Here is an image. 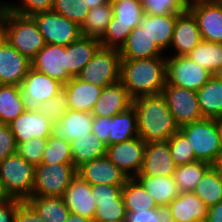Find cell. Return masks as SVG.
Segmentation results:
<instances>
[{
	"instance_id": "63",
	"label": "cell",
	"mask_w": 222,
	"mask_h": 222,
	"mask_svg": "<svg viewBox=\"0 0 222 222\" xmlns=\"http://www.w3.org/2000/svg\"><path fill=\"white\" fill-rule=\"evenodd\" d=\"M5 1L4 0H0V8L4 6Z\"/></svg>"
},
{
	"instance_id": "19",
	"label": "cell",
	"mask_w": 222,
	"mask_h": 222,
	"mask_svg": "<svg viewBox=\"0 0 222 222\" xmlns=\"http://www.w3.org/2000/svg\"><path fill=\"white\" fill-rule=\"evenodd\" d=\"M31 61L21 55L5 39L0 43V85H17L27 75Z\"/></svg>"
},
{
	"instance_id": "5",
	"label": "cell",
	"mask_w": 222,
	"mask_h": 222,
	"mask_svg": "<svg viewBox=\"0 0 222 222\" xmlns=\"http://www.w3.org/2000/svg\"><path fill=\"white\" fill-rule=\"evenodd\" d=\"M35 166L17 153L0 163V183L9 198L27 200L32 196Z\"/></svg>"
},
{
	"instance_id": "51",
	"label": "cell",
	"mask_w": 222,
	"mask_h": 222,
	"mask_svg": "<svg viewBox=\"0 0 222 222\" xmlns=\"http://www.w3.org/2000/svg\"><path fill=\"white\" fill-rule=\"evenodd\" d=\"M112 117H93L92 132L108 146L110 134V121Z\"/></svg>"
},
{
	"instance_id": "22",
	"label": "cell",
	"mask_w": 222,
	"mask_h": 222,
	"mask_svg": "<svg viewBox=\"0 0 222 222\" xmlns=\"http://www.w3.org/2000/svg\"><path fill=\"white\" fill-rule=\"evenodd\" d=\"M62 199L70 212L94 219L96 204L91 197V185L76 174L63 193Z\"/></svg>"
},
{
	"instance_id": "11",
	"label": "cell",
	"mask_w": 222,
	"mask_h": 222,
	"mask_svg": "<svg viewBox=\"0 0 222 222\" xmlns=\"http://www.w3.org/2000/svg\"><path fill=\"white\" fill-rule=\"evenodd\" d=\"M63 85L60 81L31 67L20 84L25 110L38 111L40 104L56 95L63 89Z\"/></svg>"
},
{
	"instance_id": "60",
	"label": "cell",
	"mask_w": 222,
	"mask_h": 222,
	"mask_svg": "<svg viewBox=\"0 0 222 222\" xmlns=\"http://www.w3.org/2000/svg\"><path fill=\"white\" fill-rule=\"evenodd\" d=\"M212 76H214L216 79L221 80L222 81V66L218 67L215 72L212 74Z\"/></svg>"
},
{
	"instance_id": "8",
	"label": "cell",
	"mask_w": 222,
	"mask_h": 222,
	"mask_svg": "<svg viewBox=\"0 0 222 222\" xmlns=\"http://www.w3.org/2000/svg\"><path fill=\"white\" fill-rule=\"evenodd\" d=\"M77 174L73 163L35 166L32 195L62 197Z\"/></svg>"
},
{
	"instance_id": "10",
	"label": "cell",
	"mask_w": 222,
	"mask_h": 222,
	"mask_svg": "<svg viewBox=\"0 0 222 222\" xmlns=\"http://www.w3.org/2000/svg\"><path fill=\"white\" fill-rule=\"evenodd\" d=\"M38 24L45 44L68 46L81 35L80 26L54 11H45L32 16Z\"/></svg>"
},
{
	"instance_id": "25",
	"label": "cell",
	"mask_w": 222,
	"mask_h": 222,
	"mask_svg": "<svg viewBox=\"0 0 222 222\" xmlns=\"http://www.w3.org/2000/svg\"><path fill=\"white\" fill-rule=\"evenodd\" d=\"M69 110L91 112L103 87L72 77L63 85Z\"/></svg>"
},
{
	"instance_id": "50",
	"label": "cell",
	"mask_w": 222,
	"mask_h": 222,
	"mask_svg": "<svg viewBox=\"0 0 222 222\" xmlns=\"http://www.w3.org/2000/svg\"><path fill=\"white\" fill-rule=\"evenodd\" d=\"M125 222H162V214L157 209L127 213Z\"/></svg>"
},
{
	"instance_id": "2",
	"label": "cell",
	"mask_w": 222,
	"mask_h": 222,
	"mask_svg": "<svg viewBox=\"0 0 222 222\" xmlns=\"http://www.w3.org/2000/svg\"><path fill=\"white\" fill-rule=\"evenodd\" d=\"M120 82L132 100L161 94L167 83L166 57L121 60Z\"/></svg>"
},
{
	"instance_id": "26",
	"label": "cell",
	"mask_w": 222,
	"mask_h": 222,
	"mask_svg": "<svg viewBox=\"0 0 222 222\" xmlns=\"http://www.w3.org/2000/svg\"><path fill=\"white\" fill-rule=\"evenodd\" d=\"M91 112L68 110L59 122L53 124V135L72 142L92 132Z\"/></svg>"
},
{
	"instance_id": "4",
	"label": "cell",
	"mask_w": 222,
	"mask_h": 222,
	"mask_svg": "<svg viewBox=\"0 0 222 222\" xmlns=\"http://www.w3.org/2000/svg\"><path fill=\"white\" fill-rule=\"evenodd\" d=\"M112 8V20L99 41L101 47L120 50L145 12L140 0H114Z\"/></svg>"
},
{
	"instance_id": "52",
	"label": "cell",
	"mask_w": 222,
	"mask_h": 222,
	"mask_svg": "<svg viewBox=\"0 0 222 222\" xmlns=\"http://www.w3.org/2000/svg\"><path fill=\"white\" fill-rule=\"evenodd\" d=\"M20 199L9 198L0 205V222H14L17 204Z\"/></svg>"
},
{
	"instance_id": "57",
	"label": "cell",
	"mask_w": 222,
	"mask_h": 222,
	"mask_svg": "<svg viewBox=\"0 0 222 222\" xmlns=\"http://www.w3.org/2000/svg\"><path fill=\"white\" fill-rule=\"evenodd\" d=\"M213 166L218 170L222 182V151L219 154V157Z\"/></svg>"
},
{
	"instance_id": "15",
	"label": "cell",
	"mask_w": 222,
	"mask_h": 222,
	"mask_svg": "<svg viewBox=\"0 0 222 222\" xmlns=\"http://www.w3.org/2000/svg\"><path fill=\"white\" fill-rule=\"evenodd\" d=\"M145 142L139 137L106 146V157L128 178H135L143 165Z\"/></svg>"
},
{
	"instance_id": "46",
	"label": "cell",
	"mask_w": 222,
	"mask_h": 222,
	"mask_svg": "<svg viewBox=\"0 0 222 222\" xmlns=\"http://www.w3.org/2000/svg\"><path fill=\"white\" fill-rule=\"evenodd\" d=\"M47 138H32L17 144L16 153L34 166L40 165L46 147Z\"/></svg>"
},
{
	"instance_id": "27",
	"label": "cell",
	"mask_w": 222,
	"mask_h": 222,
	"mask_svg": "<svg viewBox=\"0 0 222 222\" xmlns=\"http://www.w3.org/2000/svg\"><path fill=\"white\" fill-rule=\"evenodd\" d=\"M178 15H148L145 13L138 26L146 30L151 39L166 53L171 45Z\"/></svg>"
},
{
	"instance_id": "54",
	"label": "cell",
	"mask_w": 222,
	"mask_h": 222,
	"mask_svg": "<svg viewBox=\"0 0 222 222\" xmlns=\"http://www.w3.org/2000/svg\"><path fill=\"white\" fill-rule=\"evenodd\" d=\"M158 214H162V222H175L168 206H158Z\"/></svg>"
},
{
	"instance_id": "49",
	"label": "cell",
	"mask_w": 222,
	"mask_h": 222,
	"mask_svg": "<svg viewBox=\"0 0 222 222\" xmlns=\"http://www.w3.org/2000/svg\"><path fill=\"white\" fill-rule=\"evenodd\" d=\"M14 222H45L26 201L17 204Z\"/></svg>"
},
{
	"instance_id": "23",
	"label": "cell",
	"mask_w": 222,
	"mask_h": 222,
	"mask_svg": "<svg viewBox=\"0 0 222 222\" xmlns=\"http://www.w3.org/2000/svg\"><path fill=\"white\" fill-rule=\"evenodd\" d=\"M119 53L121 60L166 57V54L151 39L146 30L139 26L131 31Z\"/></svg>"
},
{
	"instance_id": "45",
	"label": "cell",
	"mask_w": 222,
	"mask_h": 222,
	"mask_svg": "<svg viewBox=\"0 0 222 222\" xmlns=\"http://www.w3.org/2000/svg\"><path fill=\"white\" fill-rule=\"evenodd\" d=\"M68 110L69 107L64 88L49 100L41 103L38 109L52 123L59 122Z\"/></svg>"
},
{
	"instance_id": "14",
	"label": "cell",
	"mask_w": 222,
	"mask_h": 222,
	"mask_svg": "<svg viewBox=\"0 0 222 222\" xmlns=\"http://www.w3.org/2000/svg\"><path fill=\"white\" fill-rule=\"evenodd\" d=\"M203 41L222 43V0H199L188 4Z\"/></svg>"
},
{
	"instance_id": "13",
	"label": "cell",
	"mask_w": 222,
	"mask_h": 222,
	"mask_svg": "<svg viewBox=\"0 0 222 222\" xmlns=\"http://www.w3.org/2000/svg\"><path fill=\"white\" fill-rule=\"evenodd\" d=\"M123 186L91 185V197L96 204L94 221L125 220L127 216L122 197Z\"/></svg>"
},
{
	"instance_id": "59",
	"label": "cell",
	"mask_w": 222,
	"mask_h": 222,
	"mask_svg": "<svg viewBox=\"0 0 222 222\" xmlns=\"http://www.w3.org/2000/svg\"><path fill=\"white\" fill-rule=\"evenodd\" d=\"M8 199H9V197L3 192V188H2V185L0 183V205Z\"/></svg>"
},
{
	"instance_id": "38",
	"label": "cell",
	"mask_w": 222,
	"mask_h": 222,
	"mask_svg": "<svg viewBox=\"0 0 222 222\" xmlns=\"http://www.w3.org/2000/svg\"><path fill=\"white\" fill-rule=\"evenodd\" d=\"M207 208L222 201V182L218 170L212 165L193 191Z\"/></svg>"
},
{
	"instance_id": "39",
	"label": "cell",
	"mask_w": 222,
	"mask_h": 222,
	"mask_svg": "<svg viewBox=\"0 0 222 222\" xmlns=\"http://www.w3.org/2000/svg\"><path fill=\"white\" fill-rule=\"evenodd\" d=\"M211 74L222 66V43L201 41L188 55Z\"/></svg>"
},
{
	"instance_id": "12",
	"label": "cell",
	"mask_w": 222,
	"mask_h": 222,
	"mask_svg": "<svg viewBox=\"0 0 222 222\" xmlns=\"http://www.w3.org/2000/svg\"><path fill=\"white\" fill-rule=\"evenodd\" d=\"M162 94L179 127L204 119L196 91L166 83Z\"/></svg>"
},
{
	"instance_id": "29",
	"label": "cell",
	"mask_w": 222,
	"mask_h": 222,
	"mask_svg": "<svg viewBox=\"0 0 222 222\" xmlns=\"http://www.w3.org/2000/svg\"><path fill=\"white\" fill-rule=\"evenodd\" d=\"M101 47L99 39L80 36L67 46V72L76 77Z\"/></svg>"
},
{
	"instance_id": "21",
	"label": "cell",
	"mask_w": 222,
	"mask_h": 222,
	"mask_svg": "<svg viewBox=\"0 0 222 222\" xmlns=\"http://www.w3.org/2000/svg\"><path fill=\"white\" fill-rule=\"evenodd\" d=\"M77 174L90 185L105 184L124 186L129 179L106 156L96 158L84 164L77 170Z\"/></svg>"
},
{
	"instance_id": "33",
	"label": "cell",
	"mask_w": 222,
	"mask_h": 222,
	"mask_svg": "<svg viewBox=\"0 0 222 222\" xmlns=\"http://www.w3.org/2000/svg\"><path fill=\"white\" fill-rule=\"evenodd\" d=\"M137 136H139L137 114L135 107L131 105L126 110L112 117L108 145L120 143Z\"/></svg>"
},
{
	"instance_id": "31",
	"label": "cell",
	"mask_w": 222,
	"mask_h": 222,
	"mask_svg": "<svg viewBox=\"0 0 222 222\" xmlns=\"http://www.w3.org/2000/svg\"><path fill=\"white\" fill-rule=\"evenodd\" d=\"M198 104L203 118L217 119L222 117V81L211 76L196 91Z\"/></svg>"
},
{
	"instance_id": "9",
	"label": "cell",
	"mask_w": 222,
	"mask_h": 222,
	"mask_svg": "<svg viewBox=\"0 0 222 222\" xmlns=\"http://www.w3.org/2000/svg\"><path fill=\"white\" fill-rule=\"evenodd\" d=\"M166 76L167 84L198 91L212 74L187 56L166 53Z\"/></svg>"
},
{
	"instance_id": "55",
	"label": "cell",
	"mask_w": 222,
	"mask_h": 222,
	"mask_svg": "<svg viewBox=\"0 0 222 222\" xmlns=\"http://www.w3.org/2000/svg\"><path fill=\"white\" fill-rule=\"evenodd\" d=\"M65 222H94V220L70 212Z\"/></svg>"
},
{
	"instance_id": "41",
	"label": "cell",
	"mask_w": 222,
	"mask_h": 222,
	"mask_svg": "<svg viewBox=\"0 0 222 222\" xmlns=\"http://www.w3.org/2000/svg\"><path fill=\"white\" fill-rule=\"evenodd\" d=\"M61 163H72L71 145L67 140L52 134L48 138L41 164L56 165Z\"/></svg>"
},
{
	"instance_id": "35",
	"label": "cell",
	"mask_w": 222,
	"mask_h": 222,
	"mask_svg": "<svg viewBox=\"0 0 222 222\" xmlns=\"http://www.w3.org/2000/svg\"><path fill=\"white\" fill-rule=\"evenodd\" d=\"M126 212H139L148 209H157L153 197L136 178H129L122 188Z\"/></svg>"
},
{
	"instance_id": "36",
	"label": "cell",
	"mask_w": 222,
	"mask_h": 222,
	"mask_svg": "<svg viewBox=\"0 0 222 222\" xmlns=\"http://www.w3.org/2000/svg\"><path fill=\"white\" fill-rule=\"evenodd\" d=\"M113 17L112 2L90 9L80 26L82 36L101 39Z\"/></svg>"
},
{
	"instance_id": "64",
	"label": "cell",
	"mask_w": 222,
	"mask_h": 222,
	"mask_svg": "<svg viewBox=\"0 0 222 222\" xmlns=\"http://www.w3.org/2000/svg\"><path fill=\"white\" fill-rule=\"evenodd\" d=\"M195 1H199V0H186V2L189 4L191 2H195Z\"/></svg>"
},
{
	"instance_id": "17",
	"label": "cell",
	"mask_w": 222,
	"mask_h": 222,
	"mask_svg": "<svg viewBox=\"0 0 222 222\" xmlns=\"http://www.w3.org/2000/svg\"><path fill=\"white\" fill-rule=\"evenodd\" d=\"M53 124L41 112L25 110L9 123L16 144L32 138H49L53 134Z\"/></svg>"
},
{
	"instance_id": "48",
	"label": "cell",
	"mask_w": 222,
	"mask_h": 222,
	"mask_svg": "<svg viewBox=\"0 0 222 222\" xmlns=\"http://www.w3.org/2000/svg\"><path fill=\"white\" fill-rule=\"evenodd\" d=\"M17 144L10 125L0 123V163L16 153Z\"/></svg>"
},
{
	"instance_id": "16",
	"label": "cell",
	"mask_w": 222,
	"mask_h": 222,
	"mask_svg": "<svg viewBox=\"0 0 222 222\" xmlns=\"http://www.w3.org/2000/svg\"><path fill=\"white\" fill-rule=\"evenodd\" d=\"M31 67L62 84L72 78L67 72V46L46 44L31 60Z\"/></svg>"
},
{
	"instance_id": "18",
	"label": "cell",
	"mask_w": 222,
	"mask_h": 222,
	"mask_svg": "<svg viewBox=\"0 0 222 222\" xmlns=\"http://www.w3.org/2000/svg\"><path fill=\"white\" fill-rule=\"evenodd\" d=\"M176 165L171 157L168 141L145 144L143 165L137 176H173Z\"/></svg>"
},
{
	"instance_id": "7",
	"label": "cell",
	"mask_w": 222,
	"mask_h": 222,
	"mask_svg": "<svg viewBox=\"0 0 222 222\" xmlns=\"http://www.w3.org/2000/svg\"><path fill=\"white\" fill-rule=\"evenodd\" d=\"M120 61L118 49L100 47L76 77L100 87L115 84L120 81Z\"/></svg>"
},
{
	"instance_id": "58",
	"label": "cell",
	"mask_w": 222,
	"mask_h": 222,
	"mask_svg": "<svg viewBox=\"0 0 222 222\" xmlns=\"http://www.w3.org/2000/svg\"><path fill=\"white\" fill-rule=\"evenodd\" d=\"M216 126L219 132V137H220V144L222 147V117L216 119Z\"/></svg>"
},
{
	"instance_id": "43",
	"label": "cell",
	"mask_w": 222,
	"mask_h": 222,
	"mask_svg": "<svg viewBox=\"0 0 222 222\" xmlns=\"http://www.w3.org/2000/svg\"><path fill=\"white\" fill-rule=\"evenodd\" d=\"M52 11L81 26L90 8L84 0H54Z\"/></svg>"
},
{
	"instance_id": "62",
	"label": "cell",
	"mask_w": 222,
	"mask_h": 222,
	"mask_svg": "<svg viewBox=\"0 0 222 222\" xmlns=\"http://www.w3.org/2000/svg\"><path fill=\"white\" fill-rule=\"evenodd\" d=\"M4 40V36H3V33H2V30L0 28V43Z\"/></svg>"
},
{
	"instance_id": "34",
	"label": "cell",
	"mask_w": 222,
	"mask_h": 222,
	"mask_svg": "<svg viewBox=\"0 0 222 222\" xmlns=\"http://www.w3.org/2000/svg\"><path fill=\"white\" fill-rule=\"evenodd\" d=\"M26 201L45 222H65L70 213L62 197L32 195Z\"/></svg>"
},
{
	"instance_id": "1",
	"label": "cell",
	"mask_w": 222,
	"mask_h": 222,
	"mask_svg": "<svg viewBox=\"0 0 222 222\" xmlns=\"http://www.w3.org/2000/svg\"><path fill=\"white\" fill-rule=\"evenodd\" d=\"M132 105L137 114L138 135L145 143L168 141L179 130L162 93L135 98Z\"/></svg>"
},
{
	"instance_id": "53",
	"label": "cell",
	"mask_w": 222,
	"mask_h": 222,
	"mask_svg": "<svg viewBox=\"0 0 222 222\" xmlns=\"http://www.w3.org/2000/svg\"><path fill=\"white\" fill-rule=\"evenodd\" d=\"M205 222H222V201L207 208Z\"/></svg>"
},
{
	"instance_id": "61",
	"label": "cell",
	"mask_w": 222,
	"mask_h": 222,
	"mask_svg": "<svg viewBox=\"0 0 222 222\" xmlns=\"http://www.w3.org/2000/svg\"><path fill=\"white\" fill-rule=\"evenodd\" d=\"M99 222V221H94ZM104 222H125V220H110V221H104Z\"/></svg>"
},
{
	"instance_id": "40",
	"label": "cell",
	"mask_w": 222,
	"mask_h": 222,
	"mask_svg": "<svg viewBox=\"0 0 222 222\" xmlns=\"http://www.w3.org/2000/svg\"><path fill=\"white\" fill-rule=\"evenodd\" d=\"M212 165L204 161L176 166L173 178L180 192H193L204 173Z\"/></svg>"
},
{
	"instance_id": "20",
	"label": "cell",
	"mask_w": 222,
	"mask_h": 222,
	"mask_svg": "<svg viewBox=\"0 0 222 222\" xmlns=\"http://www.w3.org/2000/svg\"><path fill=\"white\" fill-rule=\"evenodd\" d=\"M202 41L198 23L193 14L187 10L177 16L173 38L169 49L175 51L173 56L188 55Z\"/></svg>"
},
{
	"instance_id": "37",
	"label": "cell",
	"mask_w": 222,
	"mask_h": 222,
	"mask_svg": "<svg viewBox=\"0 0 222 222\" xmlns=\"http://www.w3.org/2000/svg\"><path fill=\"white\" fill-rule=\"evenodd\" d=\"M24 111L20 86L0 85V123L9 124Z\"/></svg>"
},
{
	"instance_id": "47",
	"label": "cell",
	"mask_w": 222,
	"mask_h": 222,
	"mask_svg": "<svg viewBox=\"0 0 222 222\" xmlns=\"http://www.w3.org/2000/svg\"><path fill=\"white\" fill-rule=\"evenodd\" d=\"M54 0H20L19 2H5L4 7L12 12L23 16L51 11Z\"/></svg>"
},
{
	"instance_id": "24",
	"label": "cell",
	"mask_w": 222,
	"mask_h": 222,
	"mask_svg": "<svg viewBox=\"0 0 222 222\" xmlns=\"http://www.w3.org/2000/svg\"><path fill=\"white\" fill-rule=\"evenodd\" d=\"M132 105V99L124 85L118 81L103 87L91 111L96 117H113Z\"/></svg>"
},
{
	"instance_id": "32",
	"label": "cell",
	"mask_w": 222,
	"mask_h": 222,
	"mask_svg": "<svg viewBox=\"0 0 222 222\" xmlns=\"http://www.w3.org/2000/svg\"><path fill=\"white\" fill-rule=\"evenodd\" d=\"M135 178L150 193L158 206H168L180 194L173 176H136Z\"/></svg>"
},
{
	"instance_id": "44",
	"label": "cell",
	"mask_w": 222,
	"mask_h": 222,
	"mask_svg": "<svg viewBox=\"0 0 222 222\" xmlns=\"http://www.w3.org/2000/svg\"><path fill=\"white\" fill-rule=\"evenodd\" d=\"M148 15L181 14L188 10L186 0H140Z\"/></svg>"
},
{
	"instance_id": "42",
	"label": "cell",
	"mask_w": 222,
	"mask_h": 222,
	"mask_svg": "<svg viewBox=\"0 0 222 222\" xmlns=\"http://www.w3.org/2000/svg\"><path fill=\"white\" fill-rule=\"evenodd\" d=\"M168 145L170 147L171 157L176 166L198 161L195 158L191 143L180 130L170 137Z\"/></svg>"
},
{
	"instance_id": "30",
	"label": "cell",
	"mask_w": 222,
	"mask_h": 222,
	"mask_svg": "<svg viewBox=\"0 0 222 222\" xmlns=\"http://www.w3.org/2000/svg\"><path fill=\"white\" fill-rule=\"evenodd\" d=\"M70 145L72 163L76 170L84 164L106 155V144L93 132L73 140Z\"/></svg>"
},
{
	"instance_id": "6",
	"label": "cell",
	"mask_w": 222,
	"mask_h": 222,
	"mask_svg": "<svg viewBox=\"0 0 222 222\" xmlns=\"http://www.w3.org/2000/svg\"><path fill=\"white\" fill-rule=\"evenodd\" d=\"M179 130L191 143L195 158L214 165L222 151L216 119L204 118L185 124Z\"/></svg>"
},
{
	"instance_id": "56",
	"label": "cell",
	"mask_w": 222,
	"mask_h": 222,
	"mask_svg": "<svg viewBox=\"0 0 222 222\" xmlns=\"http://www.w3.org/2000/svg\"><path fill=\"white\" fill-rule=\"evenodd\" d=\"M86 5L92 9L95 7L103 6L104 4L108 3V0H84Z\"/></svg>"
},
{
	"instance_id": "28",
	"label": "cell",
	"mask_w": 222,
	"mask_h": 222,
	"mask_svg": "<svg viewBox=\"0 0 222 222\" xmlns=\"http://www.w3.org/2000/svg\"><path fill=\"white\" fill-rule=\"evenodd\" d=\"M168 208L175 222L205 221L207 207L194 192H180Z\"/></svg>"
},
{
	"instance_id": "3",
	"label": "cell",
	"mask_w": 222,
	"mask_h": 222,
	"mask_svg": "<svg viewBox=\"0 0 222 222\" xmlns=\"http://www.w3.org/2000/svg\"><path fill=\"white\" fill-rule=\"evenodd\" d=\"M0 28L4 39L30 61L46 45L32 16H23L0 8Z\"/></svg>"
}]
</instances>
